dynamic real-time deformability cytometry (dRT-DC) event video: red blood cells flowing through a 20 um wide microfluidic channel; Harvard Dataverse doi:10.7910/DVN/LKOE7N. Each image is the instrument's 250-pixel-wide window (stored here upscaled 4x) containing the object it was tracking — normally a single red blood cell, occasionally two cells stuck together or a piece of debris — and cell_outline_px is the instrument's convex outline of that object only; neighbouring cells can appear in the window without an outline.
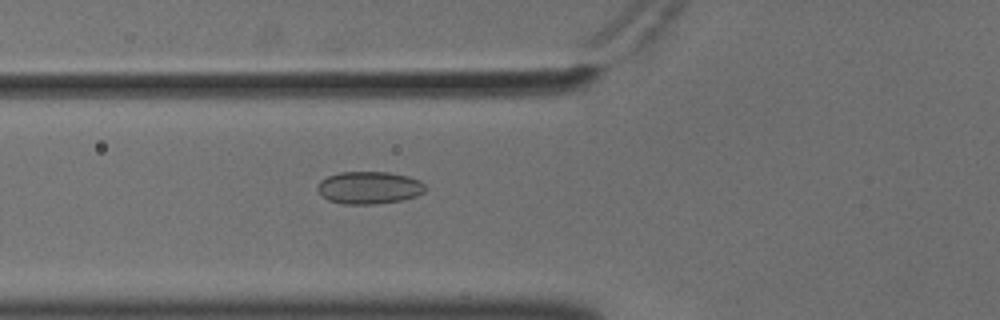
{"species": "common noctule bat (a hibernating species)", "species_latin": "Nyctalus noctula", "temperature_condition": "cold", "stored_images_in_passage": 53, "camera_frame_rate_fps": 3000, "um_per_image_px": 0.085, "animal": {"sex": "male", "body_mass_g": 18.8}, "frame": {"image": 1, "passage_image": 19, "time_ms": 6.0, "image_size_px": [1000, 320], "cell_outline_px": [[428, 188], [424, 192], [416, 196], [400, 200], [376, 204], [344, 204], [328, 200], [316, 188], [320, 180], [328, 176], [340, 172], [388, 172], [408, 176], [420, 180]], "centroid_in_image_um": [31.4, 15.95], "position_along_channel_um": 94.4, "area_um2": 20.4}}
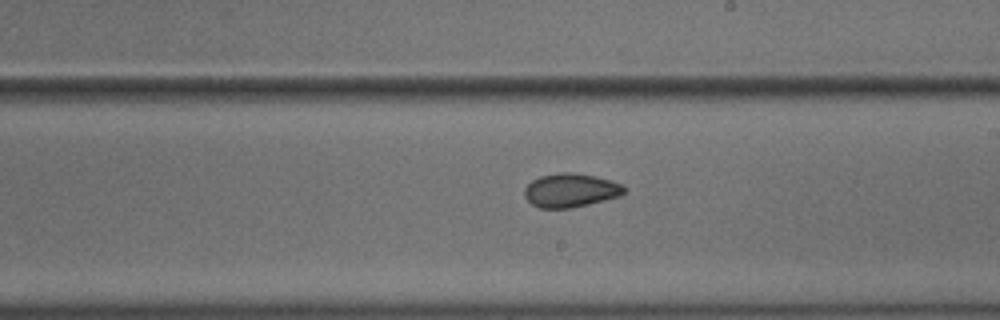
{"frame": {"image": 2, "passage_image": 31, "time_ms": 10.0, "image_size_px": [1000, 320], "cell_outline_px": [[624, 192], [620, 196], [572, 208], [540, 208], [532, 204], [524, 196], [524, 188], [532, 180], [540, 176], [556, 172], [572, 172], [596, 176], [612, 180], [620, 184], [624, 188]], "centroid_in_image_um": [48.47, 16.16], "position_along_channel_um": 240.5, "area_um2": 19.65}}
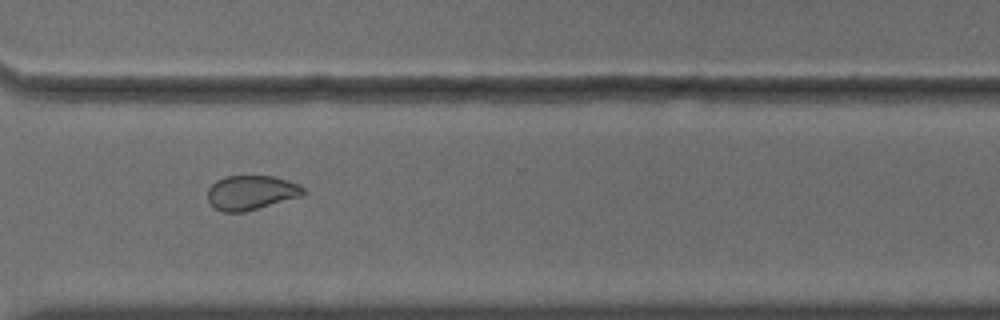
{"frame": {"image": 3, "passage_image": 40, "time_ms": 13.0, "image_size_px": [1000, 320], "cell_outline_px": [[304, 192], [300, 196], [244, 212], [224, 212], [216, 208], [208, 200], [208, 188], [216, 180], [224, 176], [272, 176], [288, 180], [300, 184], [304, 188]], "centroid_in_image_um": [21.33, 16.35], "position_along_channel_um": 349.3, "area_um2": 19.02}}